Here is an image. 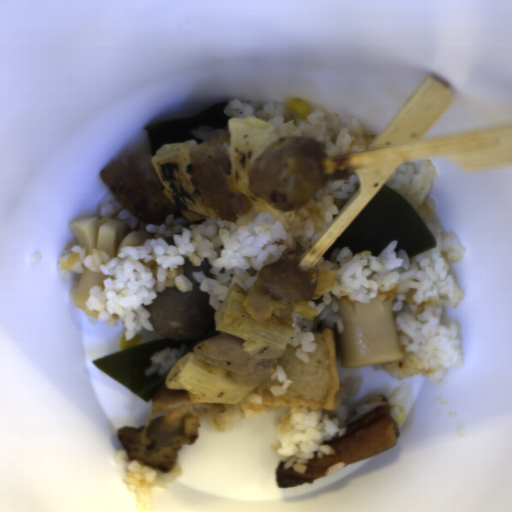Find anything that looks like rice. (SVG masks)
I'll use <instances>...</instances> for the list:
<instances>
[{
    "label": "rice",
    "instance_id": "rice-4",
    "mask_svg": "<svg viewBox=\"0 0 512 512\" xmlns=\"http://www.w3.org/2000/svg\"><path fill=\"white\" fill-rule=\"evenodd\" d=\"M225 103L222 112L229 119L253 116L273 124L278 137L301 136L319 140L327 145L323 157L366 150V132L362 125V118L353 116L345 124L339 112L330 115L322 108H317L307 116L301 117L296 112H292L289 104L285 103H268L263 109H255L249 103L229 97L222 102V104Z\"/></svg>",
    "mask_w": 512,
    "mask_h": 512
},
{
    "label": "rice",
    "instance_id": "rice-1",
    "mask_svg": "<svg viewBox=\"0 0 512 512\" xmlns=\"http://www.w3.org/2000/svg\"><path fill=\"white\" fill-rule=\"evenodd\" d=\"M345 180H329L313 193L304 207L259 212L250 207L236 222L218 219L190 221L186 217L166 215L164 223L145 224L110 191L97 202V223L122 220L123 234L134 230L151 231L152 238L142 245L120 248L113 258L104 249L71 246L70 254L60 256L56 272L67 281L70 273L86 269L107 277L89 287L85 307L98 311V321L118 327L121 320L128 342L142 329L155 332L148 320L149 306L167 288L177 287L188 293L193 282L184 274L186 259L197 268L208 260L212 274L192 271L201 292L209 293L208 304L218 310L233 287L245 293L253 285L263 265L277 262L289 248L297 253L299 264L308 248L335 220L346 204L360 191L359 174Z\"/></svg>",
    "mask_w": 512,
    "mask_h": 512
},
{
    "label": "rice",
    "instance_id": "rice-2",
    "mask_svg": "<svg viewBox=\"0 0 512 512\" xmlns=\"http://www.w3.org/2000/svg\"><path fill=\"white\" fill-rule=\"evenodd\" d=\"M440 174L431 159L398 165L384 185L397 192L430 228L437 246L409 257L404 249L395 250L391 240L373 256L369 249L353 254L343 246L332 250L328 260L316 265L319 275L311 300L292 308L288 341L294 356L309 365L310 353L317 347L314 333L331 327L334 340L340 339L345 326L339 315V301L344 306L370 303L384 294V302L395 299L393 322L404 359L372 365L379 372H389L403 379L418 373L437 381L450 369L461 368L464 351L457 332L458 324L441 322L445 298L452 307L466 298L454 276L448 274L450 262H459L467 251L456 233L444 232L436 218V203L428 196L432 180Z\"/></svg>",
    "mask_w": 512,
    "mask_h": 512
},
{
    "label": "rice",
    "instance_id": "rice-3",
    "mask_svg": "<svg viewBox=\"0 0 512 512\" xmlns=\"http://www.w3.org/2000/svg\"><path fill=\"white\" fill-rule=\"evenodd\" d=\"M363 376L352 375L338 384L335 394L336 409H312L313 406L287 408L280 417L274 430L281 444L276 449L280 462H285L283 468H294L299 474L306 472L309 460L323 459L324 455H335L331 445L323 444L332 441L334 437H342L347 424L379 406H386L389 412L403 397L402 386L396 387L388 396L376 394L365 399V405L358 406L352 416L345 401L357 396L362 387Z\"/></svg>",
    "mask_w": 512,
    "mask_h": 512
},
{
    "label": "rice",
    "instance_id": "rice-5",
    "mask_svg": "<svg viewBox=\"0 0 512 512\" xmlns=\"http://www.w3.org/2000/svg\"><path fill=\"white\" fill-rule=\"evenodd\" d=\"M114 462L125 464L126 470L122 476L123 485H127V489L134 494L137 506L143 508L146 507L150 499L151 484L161 489L165 487L166 483L173 482L182 472L180 463L177 461L168 473H159L135 459L130 461L123 447L115 454Z\"/></svg>",
    "mask_w": 512,
    "mask_h": 512
},
{
    "label": "rice",
    "instance_id": "rice-7",
    "mask_svg": "<svg viewBox=\"0 0 512 512\" xmlns=\"http://www.w3.org/2000/svg\"><path fill=\"white\" fill-rule=\"evenodd\" d=\"M187 350V344L183 343L179 349L167 346L163 350L154 351L148 355L151 366L144 370L145 376H153L157 373L161 377L167 375L172 367L187 355Z\"/></svg>",
    "mask_w": 512,
    "mask_h": 512
},
{
    "label": "rice",
    "instance_id": "rice-6",
    "mask_svg": "<svg viewBox=\"0 0 512 512\" xmlns=\"http://www.w3.org/2000/svg\"><path fill=\"white\" fill-rule=\"evenodd\" d=\"M263 398V393L255 392L253 387L252 390L236 404L225 405L224 413L212 415V426L214 430L220 432L232 429L239 418L271 407L261 405Z\"/></svg>",
    "mask_w": 512,
    "mask_h": 512
}]
</instances>
